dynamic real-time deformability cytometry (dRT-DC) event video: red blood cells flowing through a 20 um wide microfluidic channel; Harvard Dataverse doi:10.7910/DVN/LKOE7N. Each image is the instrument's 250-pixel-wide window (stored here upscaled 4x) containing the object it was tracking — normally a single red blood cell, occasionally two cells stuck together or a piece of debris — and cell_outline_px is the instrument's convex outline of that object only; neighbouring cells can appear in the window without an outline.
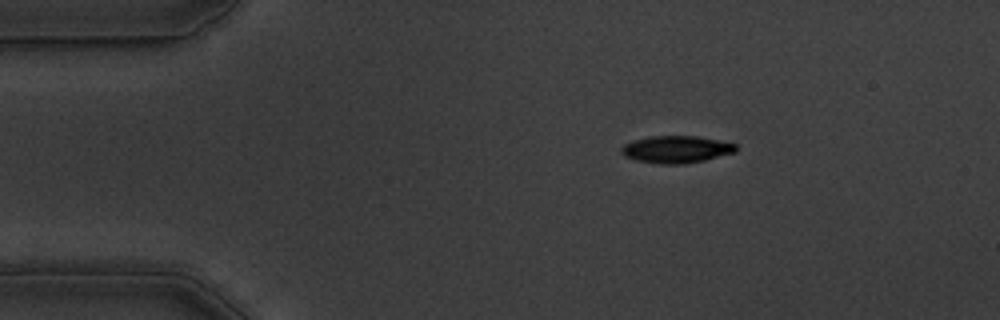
{"species": "common noctule bat (a hibernating species)", "species_latin": "Nyctalus noctula", "temperature_condition": "warm", "stored_images_in_passage": 47, "camera_frame_rate_fps": 3000, "um_per_image_px": 0.085, "animal": {"sex": "male", "body_mass_g": 19.5, "forearm_length_mm": 54.6}, "frame": {"image": 1, "passage_image": 1, "time_ms": 0.0, "image_size_px": [1000, 320], "cell_outline_px": [[736, 152], [704, 160], [684, 164], [660, 164], [636, 160], [624, 156], [620, 152], [620, 148], [624, 144], [636, 140], [652, 136], [696, 136], [720, 140], [736, 144]], "centroid_in_image_um": [57.48, 12.7], "position_along_channel_um": 27.5, "area_um2": 18.09}}
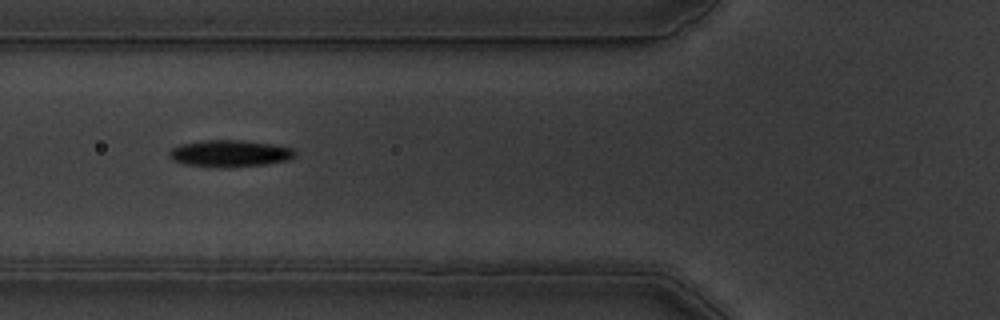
{"frame": {"image": 2, "passage_image": 12, "time_ms": 3.667, "image_size_px": [1000, 320], "cell_outline_px": [[296, 156], [288, 160], [264, 164], [228, 168], [216, 168], [184, 164], [172, 160], [168, 156], [168, 152], [172, 148], [180, 144], [204, 140], [244, 140], [272, 144], [292, 148], [296, 152]], "centroid_in_image_um": [19.5, 13.05], "position_along_channel_um": 106.3, "area_um2": 19.94}}
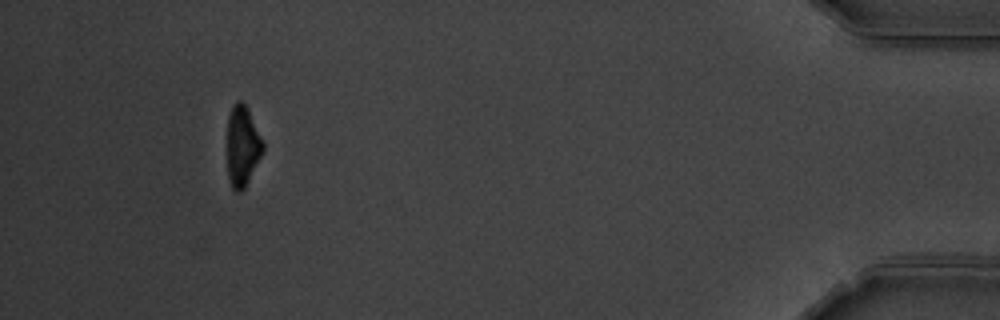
{"frame": {"image": 3, "passage_image": 43, "time_ms": 14.0, "image_size_px": [1000, 320], "cell_outline_px": [[264, 148], [244, 188], [240, 192], [236, 192], [232, 188], [228, 176], [228, 116], [232, 104], [236, 100], [240, 100], [248, 108], [264, 140]], "centroid_in_image_um": [20.61, 12.35], "position_along_channel_um": 414.6, "area_um2": 16.7}, "authors_computed_cell_mechanics": {"area_um2": 18.7272, "velocity_mm_per_s": 3.6473, "shape_relaxation_time_tau1_ms": 3.043, "shape_relaxation_time_tau2_ms": 3.1576, "deformation_change_tau1": 0.1662, "deformation_change_tau2": 0.0748}}